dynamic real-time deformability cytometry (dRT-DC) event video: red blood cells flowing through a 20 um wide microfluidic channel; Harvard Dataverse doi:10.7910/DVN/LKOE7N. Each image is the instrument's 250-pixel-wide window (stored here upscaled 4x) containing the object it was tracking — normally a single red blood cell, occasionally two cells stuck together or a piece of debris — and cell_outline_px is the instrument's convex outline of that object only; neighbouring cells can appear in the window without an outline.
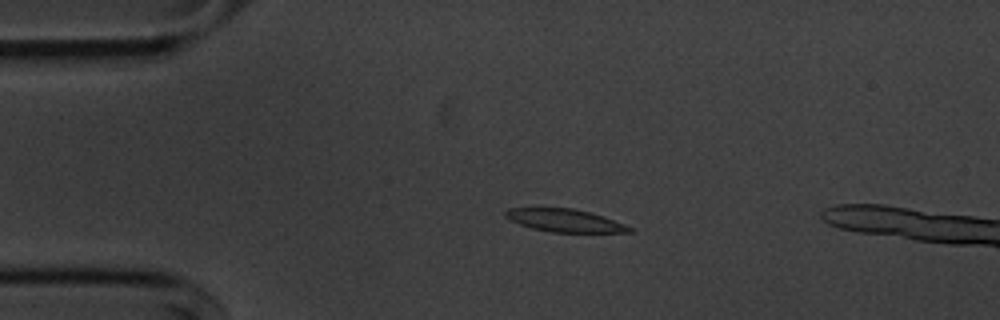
{"species": "common noctule bat (a hibernating species)", "species_latin": "Nyctalus noctula", "temperature_condition": "cold", "stored_images_in_passage": 17, "camera_frame_rate_fps": 3000, "um_per_image_px": 0.085, "animal": {"sex": "male", "body_mass_g": 20.1, "forearm_length_mm": 53.5}, "frame": {"image": 1, "passage_image": 12, "time_ms": 3.667, "image_size_px": [1000, 320], "cell_outline_px": [[632, 232], [552, 232], [532, 228], [520, 224], [504, 216], [504, 212], [508, 208], [572, 208], [604, 216], [624, 224], [632, 228]], "centroid_in_image_um": [47.99, 18.73], "position_along_channel_um": 37.0, "area_um2": 16.24}}